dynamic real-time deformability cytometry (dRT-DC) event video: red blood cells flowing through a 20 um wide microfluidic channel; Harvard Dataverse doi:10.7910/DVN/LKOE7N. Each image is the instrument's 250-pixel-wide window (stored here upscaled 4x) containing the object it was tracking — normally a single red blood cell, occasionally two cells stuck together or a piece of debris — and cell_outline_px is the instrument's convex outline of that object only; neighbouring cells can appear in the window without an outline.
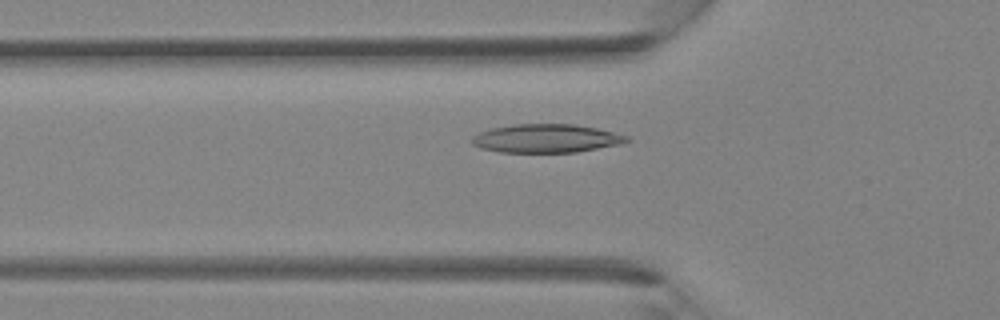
{"species": "Egyptian fruit bat (a non-hibernating species)", "species_latin": "Rousettus aegyptiacus", "temperature_condition": "room temperature", "stored_images_in_passage": 40, "camera_frame_rate_fps": 3000, "um_per_image_px": 0.085, "animal": {"sex": "female"}, "frame": {"image": 1, "passage_image": 14, "time_ms": 4.333, "image_size_px": [1000, 320], "cell_outline_px": [[632, 140], [620, 144], [576, 152], [500, 152], [480, 148], [472, 144], [472, 136], [480, 132], [492, 128], [512, 124], [576, 124], [596, 128], [628, 136]], "centroid_in_image_um": [46.42, 11.76], "position_along_channel_um": 79.4, "area_um2": 25.66}}
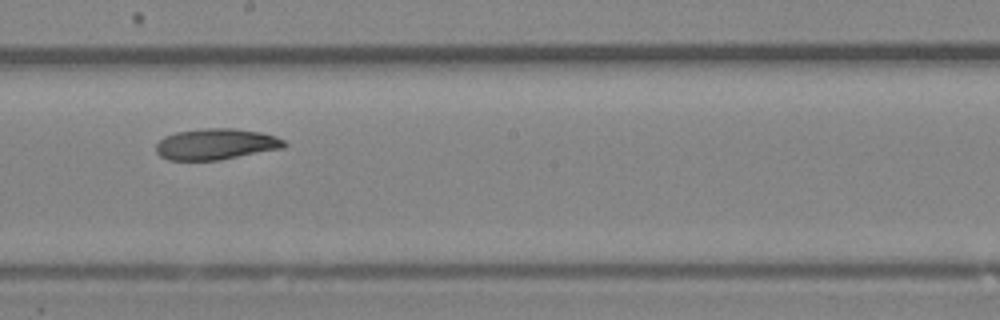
{"frame": {"image": 2, "passage_image": 23, "time_ms": 7.333, "image_size_px": [1000, 320], "cell_outline_px": [[288, 144], [284, 148], [220, 160], [168, 160], [160, 156], [156, 152], [156, 144], [164, 136], [176, 132], [204, 128], [232, 128], [260, 132], [276, 136], [284, 140]], "centroid_in_image_um": [18.36, 12.25], "position_along_channel_um": 229.8, "area_um2": 23.35}}
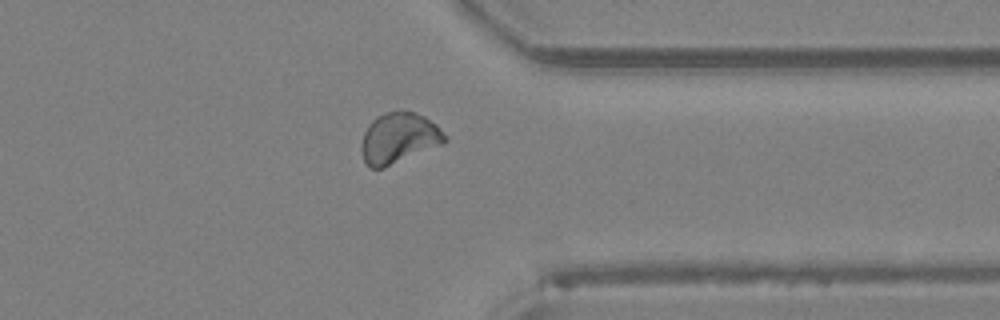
{"frame": {"image": 3, "passage_image": 32, "time_ms": 10.333, "image_size_px": [1000, 320], "cell_outline_px": [[448, 140], [440, 144], [384, 168], [368, 168], [364, 160], [360, 148], [364, 132], [368, 124], [376, 116], [384, 112], [396, 108], [412, 112], [424, 116], [436, 124], [448, 136]], "centroid_in_image_um": [33.87, 11.7], "position_along_channel_um": 377.5, "area_um2": 24.85}}